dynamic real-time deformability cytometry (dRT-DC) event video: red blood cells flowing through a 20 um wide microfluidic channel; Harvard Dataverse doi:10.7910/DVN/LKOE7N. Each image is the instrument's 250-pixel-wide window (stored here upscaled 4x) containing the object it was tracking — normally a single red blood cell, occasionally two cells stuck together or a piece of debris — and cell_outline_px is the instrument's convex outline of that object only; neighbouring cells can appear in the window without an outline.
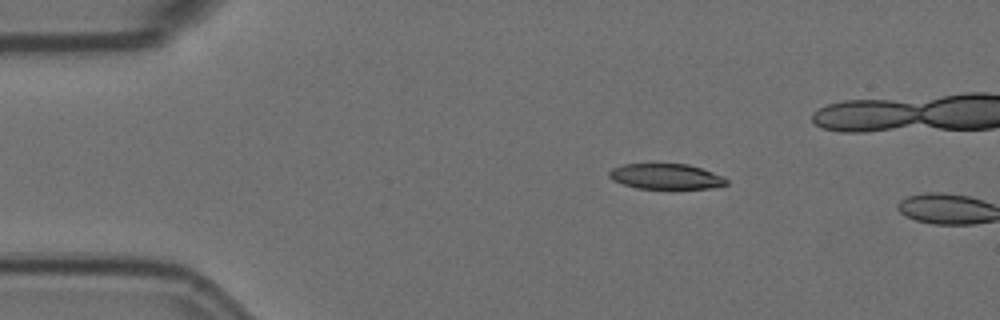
{"species": "Egyptian fruit bat (a non-hibernating species)", "species_latin": "Rousettus aegyptiacus", "temperature_condition": "room temperature", "stored_images_in_passage": 2, "camera_frame_rate_fps": 3000, "um_per_image_px": 0.085, "animal": {"sex": "female"}, "frame": {"image": 1, "passage_image": 1, "time_ms": 0.0, "image_size_px": [1000, 320], "cell_outline_px": [[728, 184], [712, 188], [636, 188], [612, 180], [608, 176], [608, 172], [612, 168], [624, 164], [688, 164], [724, 176], [728, 180]], "centroid_in_image_um": [56.6, 14.99], "position_along_channel_um": 28.4, "area_um2": 17.28}}